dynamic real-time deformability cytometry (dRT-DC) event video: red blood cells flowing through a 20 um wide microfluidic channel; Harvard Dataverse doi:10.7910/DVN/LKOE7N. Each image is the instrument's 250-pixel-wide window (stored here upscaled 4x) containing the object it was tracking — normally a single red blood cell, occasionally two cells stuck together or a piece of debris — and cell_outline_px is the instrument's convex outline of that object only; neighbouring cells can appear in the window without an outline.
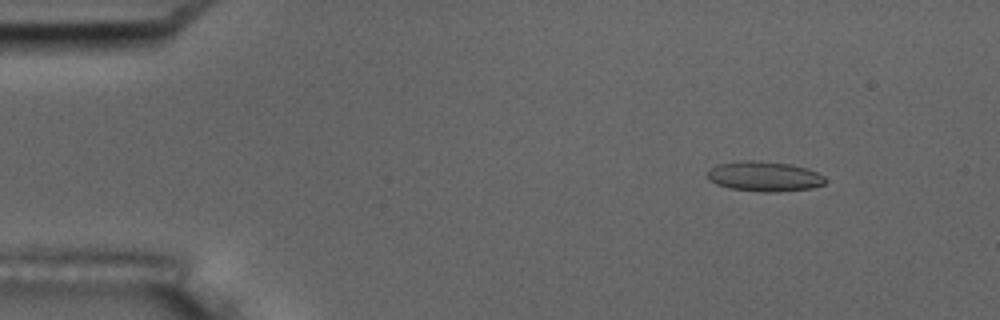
{"species": "common noctule bat (a hibernating species)", "species_latin": "Nyctalus noctula", "temperature_condition": "room temperature", "stored_images_in_passage": 6, "camera_frame_rate_fps": 3000, "um_per_image_px": 0.085, "animal": {"sex": "male", "body_mass_g": 17.5, "forearm_length_mm": 52.3}, "frame": {"image": 1, "passage_image": 1, "time_ms": 0.0, "image_size_px": [1000, 320], "cell_outline_px": [[828, 180], [824, 184], [812, 188], [776, 192], [756, 192], [728, 188], [716, 184], [708, 180], [708, 172], [716, 164], [740, 160], [760, 160], [792, 164], [808, 168], [824, 176]], "centroid_in_image_um": [64.97, 14.99], "position_along_channel_um": 20.0, "area_um2": 21.04}}
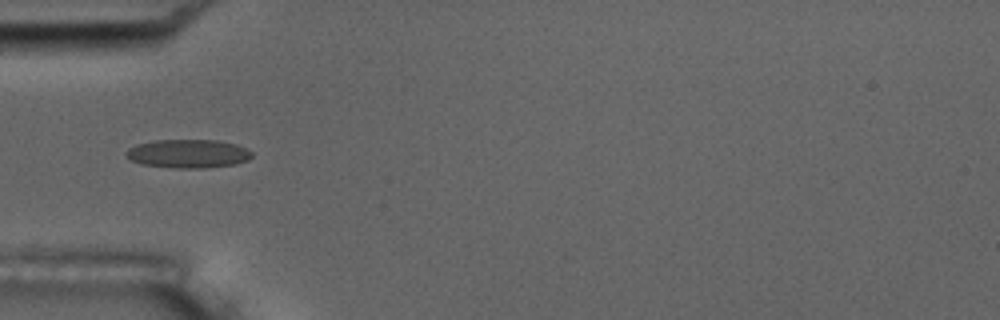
{"frame": {"image": 2, "passage_image": 4, "time_ms": 3.667, "image_size_px": [1000, 320], "cell_outline_px": [[252, 156], [248, 160], [236, 164], [204, 168], [172, 168], [140, 164], [132, 160], [124, 152], [128, 148], [136, 144], [156, 140], [216, 140], [236, 144], [252, 152]], "centroid_in_image_um": [15.98, 13.06], "position_along_channel_um": 69.0, "area_um2": 20.98}}